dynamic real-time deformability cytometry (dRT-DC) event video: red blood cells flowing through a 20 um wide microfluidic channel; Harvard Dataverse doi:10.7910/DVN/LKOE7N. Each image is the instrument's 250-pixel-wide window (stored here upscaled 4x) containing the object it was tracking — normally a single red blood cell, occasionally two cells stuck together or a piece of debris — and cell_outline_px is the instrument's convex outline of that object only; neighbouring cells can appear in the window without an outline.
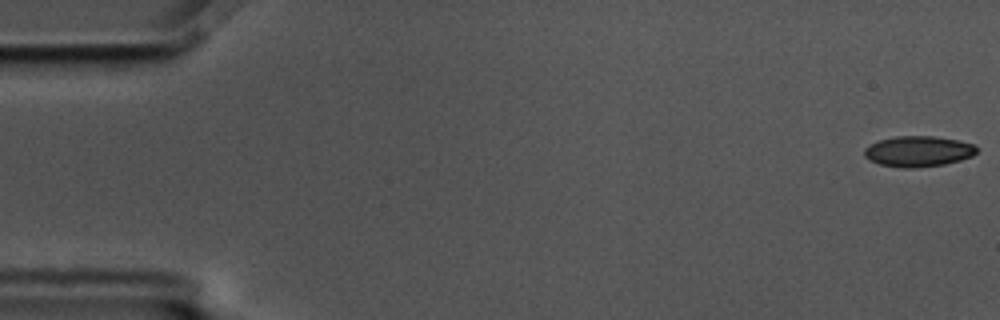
{"species": "common noctule bat (a hibernating species)", "species_latin": "Nyctalus noctula", "temperature_condition": "cold", "stored_images_in_passage": 58, "camera_frame_rate_fps": 3000, "um_per_image_px": 0.085, "animal": {"sex": "male", "body_mass_g": 17.5, "forearm_length_mm": 52.3}, "frame": {"image": 1, "passage_image": 1, "time_ms": 0.0, "image_size_px": [1000, 320], "cell_outline_px": [[976, 152], [972, 156], [960, 160], [944, 164], [912, 168], [900, 168], [880, 164], [864, 156], [864, 148], [880, 140], [896, 136], [932, 136], [956, 140], [972, 144], [976, 148]], "centroid_in_image_um": [78.03, 12.87], "position_along_channel_um": 7.0, "area_um2": 19.77}}
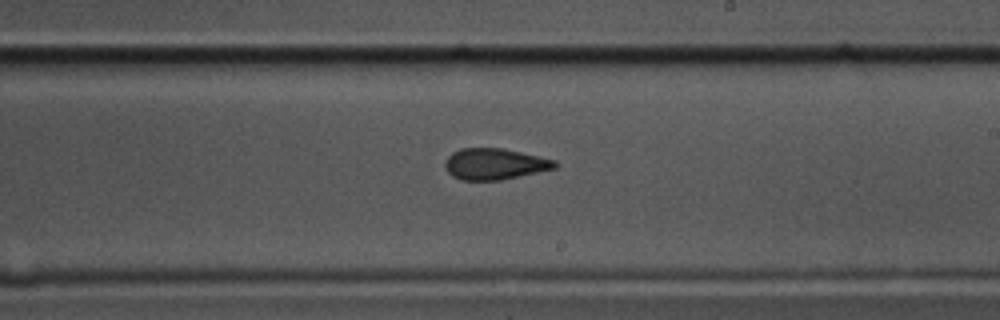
{"frame": {"image": 2, "passage_image": 34, "time_ms": 11.0, "image_size_px": [1000, 320], "cell_outline_px": [[556, 168], [520, 176], [500, 180], [460, 180], [452, 176], [444, 168], [444, 164], [448, 156], [452, 152], [460, 148], [504, 148], [540, 156], [556, 160]], "centroid_in_image_um": [42.03, 13.93], "position_along_channel_um": 247.0, "area_um2": 20.11}}
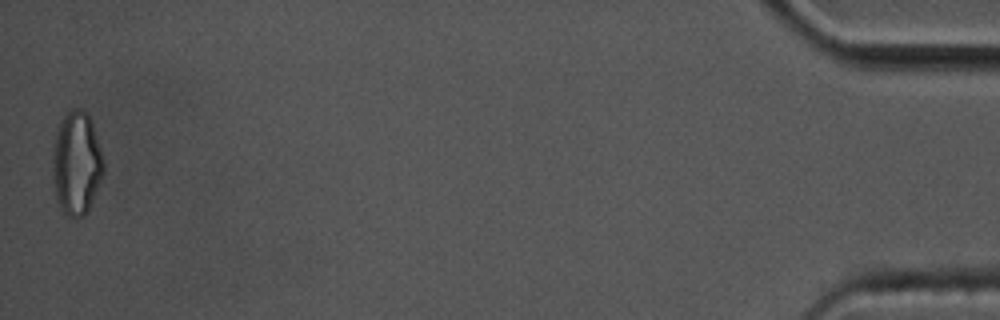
{"frame": {"image": 3, "passage_image": 58, "time_ms": 19.0, "image_size_px": [1000, 320], "cell_outline_px": [[104, 172], [88, 212], [84, 216], [68, 216], [64, 212], [56, 200], [52, 176], [52, 144], [56, 132], [64, 116], [72, 108], [80, 108], [88, 116], [92, 124], [104, 160]], "centroid_in_image_um": [6.48, 13.9], "position_along_channel_um": 428.7, "area_um2": 30.75}, "authors_computed_cell_mechanics": {"area_um2": 20.7213, "velocity_mm_per_s": 3.4545, "shape_relaxation_time_tau1_ms": 5.3553, "shape_relaxation_time_tau2_ms": 2.1623, "deformation_change_tau1": 0.1277, "deformation_change_tau2": 0.0912}}